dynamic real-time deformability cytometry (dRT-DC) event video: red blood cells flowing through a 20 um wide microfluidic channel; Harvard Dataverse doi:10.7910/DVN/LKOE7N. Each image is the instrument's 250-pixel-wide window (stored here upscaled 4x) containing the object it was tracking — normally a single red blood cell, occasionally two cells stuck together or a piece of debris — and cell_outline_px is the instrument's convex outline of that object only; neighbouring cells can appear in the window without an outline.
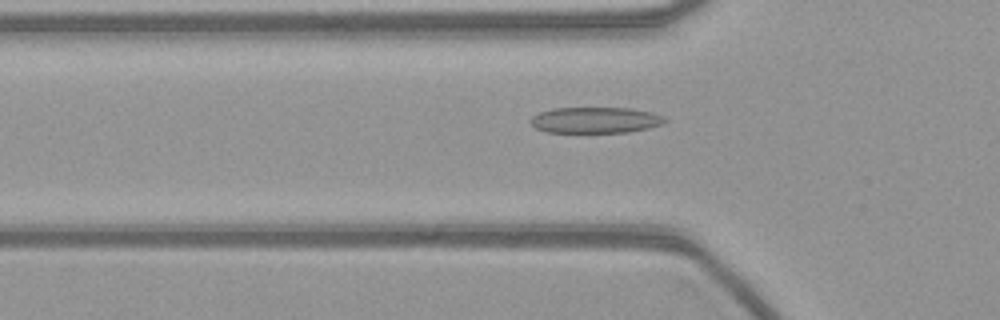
{"species": "common noctule bat (a hibernating species)", "species_latin": "Nyctalus noctula", "temperature_condition": "warm", "stored_images_in_passage": 55, "camera_frame_rate_fps": 3000, "um_per_image_px": 0.085, "animal": {"sex": "female", "body_mass_g": 21.9}, "frame": {"image": 1, "passage_image": 18, "time_ms": 5.667, "image_size_px": [1000, 320], "cell_outline_px": [[668, 120], [664, 124], [648, 128], [628, 132], [544, 132], [536, 128], [532, 124], [532, 116], [540, 112], [552, 108], [632, 108], [652, 112], [664, 116]], "centroid_in_image_um": [50.66, 10.2], "position_along_channel_um": 75.1, "area_um2": 20.4}}
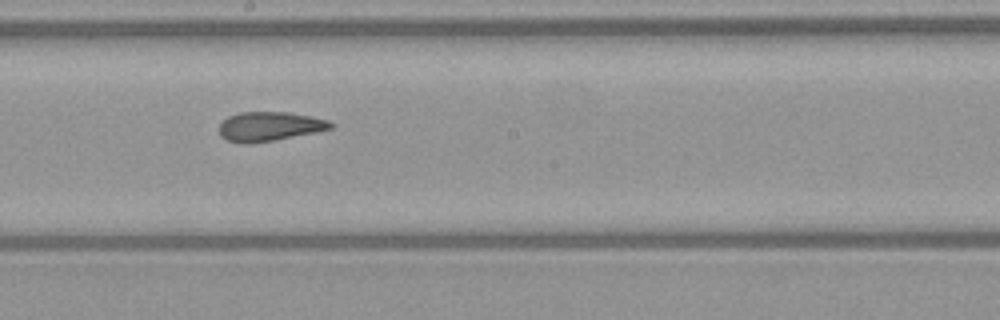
{"frame": {"image": 2, "passage_image": 30, "time_ms": 9.667, "image_size_px": [1000, 320], "cell_outline_px": [[336, 124], [332, 128], [316, 132], [272, 140], [244, 144], [228, 140], [220, 136], [220, 124], [228, 116], [240, 112], [288, 112], [312, 116], [328, 120]], "centroid_in_image_um": [22.93, 10.73], "position_along_channel_um": 225.3, "area_um2": 18.9}}
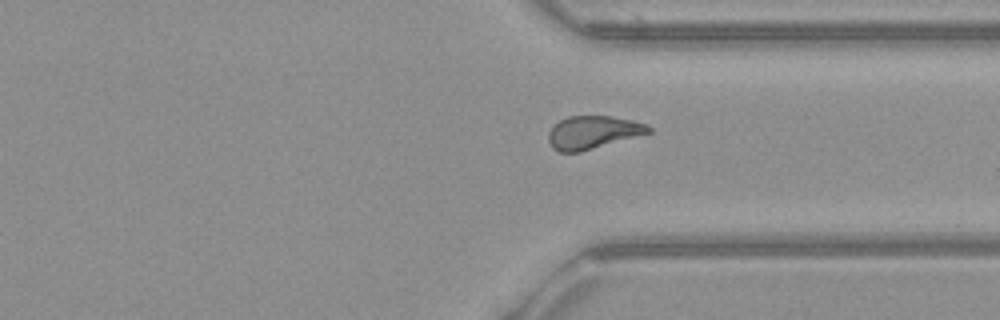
{"frame": {"image": 3, "passage_image": 41, "time_ms": 13.333, "image_size_px": [1000, 320], "cell_outline_px": [[652, 132], [580, 152], [560, 152], [552, 148], [548, 140], [548, 132], [560, 120], [568, 116], [612, 116], [632, 120], [648, 124], [652, 128]], "centroid_in_image_um": [50.41, 11.25], "position_along_channel_um": 361.0, "area_um2": 19.25}}